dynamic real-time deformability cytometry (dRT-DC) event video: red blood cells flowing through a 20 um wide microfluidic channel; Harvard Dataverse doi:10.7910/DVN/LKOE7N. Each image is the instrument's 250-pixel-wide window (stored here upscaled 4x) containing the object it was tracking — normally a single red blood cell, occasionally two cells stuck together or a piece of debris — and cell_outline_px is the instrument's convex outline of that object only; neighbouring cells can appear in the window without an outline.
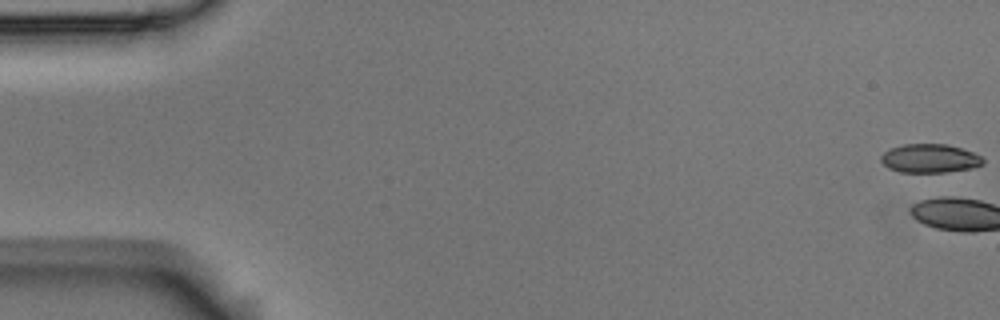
{"species": "Egyptian fruit bat (a non-hibernating species)", "species_latin": "Rousettus aegyptiacus", "temperature_condition": "room temperature", "stored_images_in_passage": 3, "camera_frame_rate_fps": 3000, "um_per_image_px": 0.085, "animal": {"sex": "male"}, "frame": {"image": 1, "passage_image": 1, "time_ms": 0.0, "image_size_px": [1000, 320], "cell_outline_px": [[984, 164], [972, 168], [944, 172], [900, 172], [888, 168], [880, 160], [880, 156], [888, 148], [904, 144], [948, 144], [972, 152], [980, 156], [984, 160]], "centroid_in_image_um": [79.0, 13.46], "position_along_channel_um": 6.0, "area_um2": 17.11}}